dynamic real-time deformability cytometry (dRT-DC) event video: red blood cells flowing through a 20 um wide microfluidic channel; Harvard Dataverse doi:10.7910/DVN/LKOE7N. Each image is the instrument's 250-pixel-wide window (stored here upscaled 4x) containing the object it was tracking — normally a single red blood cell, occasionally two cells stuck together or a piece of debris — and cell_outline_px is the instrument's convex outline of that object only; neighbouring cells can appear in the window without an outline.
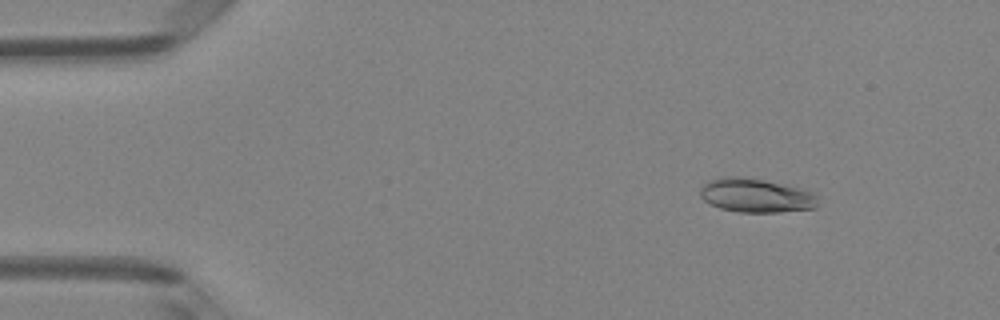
{"species": "Egyptian fruit bat (a non-hibernating species)", "species_latin": "Rousettus aegyptiacus", "temperature_condition": "room temperature", "stored_images_in_passage": 3, "camera_frame_rate_fps": 3000, "um_per_image_px": 0.085, "animal": {"sex": "female"}, "frame": {"image": 1, "passage_image": 1, "time_ms": 0.0, "image_size_px": [1000, 320], "cell_outline_px": [[820, 196], [816, 208], [780, 212], [740, 212], [720, 208], [704, 200], [700, 196], [700, 188], [704, 184], [720, 176], [744, 176], [808, 188], [816, 192]], "centroid_in_image_um": [64.36, 16.59], "position_along_channel_um": 20.6, "area_um2": 23.93}}